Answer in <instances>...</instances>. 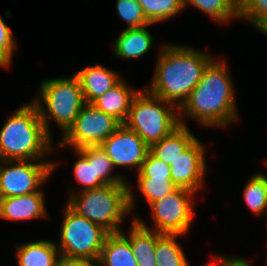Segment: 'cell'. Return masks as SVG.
<instances>
[{"instance_id": "2", "label": "cell", "mask_w": 267, "mask_h": 266, "mask_svg": "<svg viewBox=\"0 0 267 266\" xmlns=\"http://www.w3.org/2000/svg\"><path fill=\"white\" fill-rule=\"evenodd\" d=\"M235 91L225 61L213 59L188 99L177 110L196 118L203 126H227L237 120Z\"/></svg>"}, {"instance_id": "3", "label": "cell", "mask_w": 267, "mask_h": 266, "mask_svg": "<svg viewBox=\"0 0 267 266\" xmlns=\"http://www.w3.org/2000/svg\"><path fill=\"white\" fill-rule=\"evenodd\" d=\"M50 136L35 103L23 105L0 130V161L43 160L52 152Z\"/></svg>"}, {"instance_id": "29", "label": "cell", "mask_w": 267, "mask_h": 266, "mask_svg": "<svg viewBox=\"0 0 267 266\" xmlns=\"http://www.w3.org/2000/svg\"><path fill=\"white\" fill-rule=\"evenodd\" d=\"M138 178H171L170 165L165 164L161 159L156 158L150 151L143 162Z\"/></svg>"}, {"instance_id": "16", "label": "cell", "mask_w": 267, "mask_h": 266, "mask_svg": "<svg viewBox=\"0 0 267 266\" xmlns=\"http://www.w3.org/2000/svg\"><path fill=\"white\" fill-rule=\"evenodd\" d=\"M138 92L131 89L122 79L116 86L96 99L92 105L123 124L130 110L132 99Z\"/></svg>"}, {"instance_id": "13", "label": "cell", "mask_w": 267, "mask_h": 266, "mask_svg": "<svg viewBox=\"0 0 267 266\" xmlns=\"http://www.w3.org/2000/svg\"><path fill=\"white\" fill-rule=\"evenodd\" d=\"M43 192L0 198V218L7 220H30L46 215Z\"/></svg>"}, {"instance_id": "35", "label": "cell", "mask_w": 267, "mask_h": 266, "mask_svg": "<svg viewBox=\"0 0 267 266\" xmlns=\"http://www.w3.org/2000/svg\"><path fill=\"white\" fill-rule=\"evenodd\" d=\"M255 27L267 35V16L263 18Z\"/></svg>"}, {"instance_id": "30", "label": "cell", "mask_w": 267, "mask_h": 266, "mask_svg": "<svg viewBox=\"0 0 267 266\" xmlns=\"http://www.w3.org/2000/svg\"><path fill=\"white\" fill-rule=\"evenodd\" d=\"M15 44L10 28L0 15V67L10 66Z\"/></svg>"}, {"instance_id": "26", "label": "cell", "mask_w": 267, "mask_h": 266, "mask_svg": "<svg viewBox=\"0 0 267 266\" xmlns=\"http://www.w3.org/2000/svg\"><path fill=\"white\" fill-rule=\"evenodd\" d=\"M75 153L79 159L75 162L73 169L76 180L83 186L80 191L104 186L105 184L96 177L95 161H89L80 149H75Z\"/></svg>"}, {"instance_id": "19", "label": "cell", "mask_w": 267, "mask_h": 266, "mask_svg": "<svg viewBox=\"0 0 267 266\" xmlns=\"http://www.w3.org/2000/svg\"><path fill=\"white\" fill-rule=\"evenodd\" d=\"M18 266H57L60 253L53 241L39 240L17 246Z\"/></svg>"}, {"instance_id": "32", "label": "cell", "mask_w": 267, "mask_h": 266, "mask_svg": "<svg viewBox=\"0 0 267 266\" xmlns=\"http://www.w3.org/2000/svg\"><path fill=\"white\" fill-rule=\"evenodd\" d=\"M57 266H99V263L95 260L67 259L61 257L57 263Z\"/></svg>"}, {"instance_id": "24", "label": "cell", "mask_w": 267, "mask_h": 266, "mask_svg": "<svg viewBox=\"0 0 267 266\" xmlns=\"http://www.w3.org/2000/svg\"><path fill=\"white\" fill-rule=\"evenodd\" d=\"M80 150L88 157L89 161H95L96 177L105 185L107 184H127L123 177L118 175L110 176L114 165L106 152L98 146H86Z\"/></svg>"}, {"instance_id": "31", "label": "cell", "mask_w": 267, "mask_h": 266, "mask_svg": "<svg viewBox=\"0 0 267 266\" xmlns=\"http://www.w3.org/2000/svg\"><path fill=\"white\" fill-rule=\"evenodd\" d=\"M267 16V0H251L248 5L239 13V19L243 18L256 26Z\"/></svg>"}, {"instance_id": "34", "label": "cell", "mask_w": 267, "mask_h": 266, "mask_svg": "<svg viewBox=\"0 0 267 266\" xmlns=\"http://www.w3.org/2000/svg\"><path fill=\"white\" fill-rule=\"evenodd\" d=\"M251 0H229V3L234 7V9L240 13Z\"/></svg>"}, {"instance_id": "11", "label": "cell", "mask_w": 267, "mask_h": 266, "mask_svg": "<svg viewBox=\"0 0 267 266\" xmlns=\"http://www.w3.org/2000/svg\"><path fill=\"white\" fill-rule=\"evenodd\" d=\"M100 147L106 152L114 167L134 166L138 172L150 151V147L124 124H121Z\"/></svg>"}, {"instance_id": "20", "label": "cell", "mask_w": 267, "mask_h": 266, "mask_svg": "<svg viewBox=\"0 0 267 266\" xmlns=\"http://www.w3.org/2000/svg\"><path fill=\"white\" fill-rule=\"evenodd\" d=\"M146 27L125 28L115 42V55L122 59H135L146 54L153 44L152 35Z\"/></svg>"}, {"instance_id": "28", "label": "cell", "mask_w": 267, "mask_h": 266, "mask_svg": "<svg viewBox=\"0 0 267 266\" xmlns=\"http://www.w3.org/2000/svg\"><path fill=\"white\" fill-rule=\"evenodd\" d=\"M116 8L120 17L127 22L128 29L152 25L137 0H117Z\"/></svg>"}, {"instance_id": "10", "label": "cell", "mask_w": 267, "mask_h": 266, "mask_svg": "<svg viewBox=\"0 0 267 266\" xmlns=\"http://www.w3.org/2000/svg\"><path fill=\"white\" fill-rule=\"evenodd\" d=\"M2 162L13 165H7L6 168L0 165V198L38 192L56 166L54 162L37 163L34 160L0 161Z\"/></svg>"}, {"instance_id": "22", "label": "cell", "mask_w": 267, "mask_h": 266, "mask_svg": "<svg viewBox=\"0 0 267 266\" xmlns=\"http://www.w3.org/2000/svg\"><path fill=\"white\" fill-rule=\"evenodd\" d=\"M243 198L254 215L264 213L267 210V176L254 174L244 188Z\"/></svg>"}, {"instance_id": "17", "label": "cell", "mask_w": 267, "mask_h": 266, "mask_svg": "<svg viewBox=\"0 0 267 266\" xmlns=\"http://www.w3.org/2000/svg\"><path fill=\"white\" fill-rule=\"evenodd\" d=\"M197 138L187 125H180L168 136L150 146V152L165 164L171 165Z\"/></svg>"}, {"instance_id": "25", "label": "cell", "mask_w": 267, "mask_h": 266, "mask_svg": "<svg viewBox=\"0 0 267 266\" xmlns=\"http://www.w3.org/2000/svg\"><path fill=\"white\" fill-rule=\"evenodd\" d=\"M187 4L197 7L221 24L239 18V13L229 0H183V7L186 8Z\"/></svg>"}, {"instance_id": "21", "label": "cell", "mask_w": 267, "mask_h": 266, "mask_svg": "<svg viewBox=\"0 0 267 266\" xmlns=\"http://www.w3.org/2000/svg\"><path fill=\"white\" fill-rule=\"evenodd\" d=\"M179 234H161L157 232L155 247L156 266H189L186 255L176 237Z\"/></svg>"}, {"instance_id": "6", "label": "cell", "mask_w": 267, "mask_h": 266, "mask_svg": "<svg viewBox=\"0 0 267 266\" xmlns=\"http://www.w3.org/2000/svg\"><path fill=\"white\" fill-rule=\"evenodd\" d=\"M39 92L45 108L38 99L33 102L47 133L50 135L49 118H52L65 134L86 104L78 77L74 74L71 78L45 80L41 83Z\"/></svg>"}, {"instance_id": "8", "label": "cell", "mask_w": 267, "mask_h": 266, "mask_svg": "<svg viewBox=\"0 0 267 266\" xmlns=\"http://www.w3.org/2000/svg\"><path fill=\"white\" fill-rule=\"evenodd\" d=\"M121 123L113 116L97 109L92 104H85L73 125L59 142L60 147L72 145L74 149L101 145Z\"/></svg>"}, {"instance_id": "27", "label": "cell", "mask_w": 267, "mask_h": 266, "mask_svg": "<svg viewBox=\"0 0 267 266\" xmlns=\"http://www.w3.org/2000/svg\"><path fill=\"white\" fill-rule=\"evenodd\" d=\"M138 187L150 206L153 202L162 199L165 195L174 191L177 185L172 179L138 178Z\"/></svg>"}, {"instance_id": "33", "label": "cell", "mask_w": 267, "mask_h": 266, "mask_svg": "<svg viewBox=\"0 0 267 266\" xmlns=\"http://www.w3.org/2000/svg\"><path fill=\"white\" fill-rule=\"evenodd\" d=\"M218 264L220 263V266H251L246 260H244L242 257L238 258H226L222 257L221 255L218 257H215Z\"/></svg>"}, {"instance_id": "9", "label": "cell", "mask_w": 267, "mask_h": 266, "mask_svg": "<svg viewBox=\"0 0 267 266\" xmlns=\"http://www.w3.org/2000/svg\"><path fill=\"white\" fill-rule=\"evenodd\" d=\"M195 192L177 187L150 205L155 231L161 234L185 235L194 217L192 196Z\"/></svg>"}, {"instance_id": "14", "label": "cell", "mask_w": 267, "mask_h": 266, "mask_svg": "<svg viewBox=\"0 0 267 266\" xmlns=\"http://www.w3.org/2000/svg\"><path fill=\"white\" fill-rule=\"evenodd\" d=\"M81 84L85 103L92 104L122 79L116 72L101 66H87L75 74Z\"/></svg>"}, {"instance_id": "36", "label": "cell", "mask_w": 267, "mask_h": 266, "mask_svg": "<svg viewBox=\"0 0 267 266\" xmlns=\"http://www.w3.org/2000/svg\"><path fill=\"white\" fill-rule=\"evenodd\" d=\"M215 261H213L212 263H210V264H207L206 266H217L218 264H217V262H215Z\"/></svg>"}, {"instance_id": "5", "label": "cell", "mask_w": 267, "mask_h": 266, "mask_svg": "<svg viewBox=\"0 0 267 266\" xmlns=\"http://www.w3.org/2000/svg\"><path fill=\"white\" fill-rule=\"evenodd\" d=\"M175 107L179 109L178 106L143 89L132 99L123 124L133 130L150 147L180 125H185L182 118L177 115L179 112Z\"/></svg>"}, {"instance_id": "12", "label": "cell", "mask_w": 267, "mask_h": 266, "mask_svg": "<svg viewBox=\"0 0 267 266\" xmlns=\"http://www.w3.org/2000/svg\"><path fill=\"white\" fill-rule=\"evenodd\" d=\"M205 147L196 139L171 165V178L177 187L196 192L203 186L206 171Z\"/></svg>"}, {"instance_id": "18", "label": "cell", "mask_w": 267, "mask_h": 266, "mask_svg": "<svg viewBox=\"0 0 267 266\" xmlns=\"http://www.w3.org/2000/svg\"><path fill=\"white\" fill-rule=\"evenodd\" d=\"M98 263L99 266H138L130 241L122 231L107 236Z\"/></svg>"}, {"instance_id": "23", "label": "cell", "mask_w": 267, "mask_h": 266, "mask_svg": "<svg viewBox=\"0 0 267 266\" xmlns=\"http://www.w3.org/2000/svg\"><path fill=\"white\" fill-rule=\"evenodd\" d=\"M142 6L147 20L159 23L174 17L183 10V0H137Z\"/></svg>"}, {"instance_id": "15", "label": "cell", "mask_w": 267, "mask_h": 266, "mask_svg": "<svg viewBox=\"0 0 267 266\" xmlns=\"http://www.w3.org/2000/svg\"><path fill=\"white\" fill-rule=\"evenodd\" d=\"M127 238L138 266H156L157 231L150 230L143 221L134 218Z\"/></svg>"}, {"instance_id": "7", "label": "cell", "mask_w": 267, "mask_h": 266, "mask_svg": "<svg viewBox=\"0 0 267 266\" xmlns=\"http://www.w3.org/2000/svg\"><path fill=\"white\" fill-rule=\"evenodd\" d=\"M62 224L60 245L57 247L60 257L98 261L101 249L110 233L77 214L68 205Z\"/></svg>"}, {"instance_id": "4", "label": "cell", "mask_w": 267, "mask_h": 266, "mask_svg": "<svg viewBox=\"0 0 267 266\" xmlns=\"http://www.w3.org/2000/svg\"><path fill=\"white\" fill-rule=\"evenodd\" d=\"M127 184H107L71 195L67 205L109 233L121 232L119 224L133 208V192Z\"/></svg>"}, {"instance_id": "1", "label": "cell", "mask_w": 267, "mask_h": 266, "mask_svg": "<svg viewBox=\"0 0 267 266\" xmlns=\"http://www.w3.org/2000/svg\"><path fill=\"white\" fill-rule=\"evenodd\" d=\"M161 50L152 86H147L146 90L180 108L214 58L179 45H165Z\"/></svg>"}]
</instances>
